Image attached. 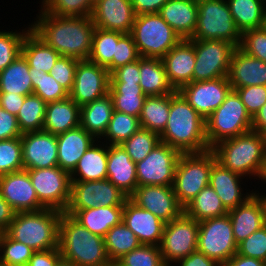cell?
<instances>
[{
    "instance_id": "cell-1",
    "label": "cell",
    "mask_w": 266,
    "mask_h": 266,
    "mask_svg": "<svg viewBox=\"0 0 266 266\" xmlns=\"http://www.w3.org/2000/svg\"><path fill=\"white\" fill-rule=\"evenodd\" d=\"M38 7L31 30L60 56L88 60L95 30L91 16H55Z\"/></svg>"
},
{
    "instance_id": "cell-2",
    "label": "cell",
    "mask_w": 266,
    "mask_h": 266,
    "mask_svg": "<svg viewBox=\"0 0 266 266\" xmlns=\"http://www.w3.org/2000/svg\"><path fill=\"white\" fill-rule=\"evenodd\" d=\"M211 150L217 162L224 168L230 169L249 181L253 179L258 187L260 183H263L266 175V135L251 130L223 140L214 145Z\"/></svg>"
},
{
    "instance_id": "cell-3",
    "label": "cell",
    "mask_w": 266,
    "mask_h": 266,
    "mask_svg": "<svg viewBox=\"0 0 266 266\" xmlns=\"http://www.w3.org/2000/svg\"><path fill=\"white\" fill-rule=\"evenodd\" d=\"M160 142L180 153L210 150L206 139L205 119L178 92L170 94V111Z\"/></svg>"
},
{
    "instance_id": "cell-4",
    "label": "cell",
    "mask_w": 266,
    "mask_h": 266,
    "mask_svg": "<svg viewBox=\"0 0 266 266\" xmlns=\"http://www.w3.org/2000/svg\"><path fill=\"white\" fill-rule=\"evenodd\" d=\"M58 249L63 259L77 266H114L107 255L104 238L90 233L65 212L59 223Z\"/></svg>"
},
{
    "instance_id": "cell-5",
    "label": "cell",
    "mask_w": 266,
    "mask_h": 266,
    "mask_svg": "<svg viewBox=\"0 0 266 266\" xmlns=\"http://www.w3.org/2000/svg\"><path fill=\"white\" fill-rule=\"evenodd\" d=\"M61 214L53 209L17 212L5 233L34 251L58 248Z\"/></svg>"
},
{
    "instance_id": "cell-6",
    "label": "cell",
    "mask_w": 266,
    "mask_h": 266,
    "mask_svg": "<svg viewBox=\"0 0 266 266\" xmlns=\"http://www.w3.org/2000/svg\"><path fill=\"white\" fill-rule=\"evenodd\" d=\"M130 34L140 57L162 59L182 38L159 13L135 18Z\"/></svg>"
},
{
    "instance_id": "cell-7",
    "label": "cell",
    "mask_w": 266,
    "mask_h": 266,
    "mask_svg": "<svg viewBox=\"0 0 266 266\" xmlns=\"http://www.w3.org/2000/svg\"><path fill=\"white\" fill-rule=\"evenodd\" d=\"M206 139L211 149L217 143L252 130V118L238 93L230 90L224 102L205 120Z\"/></svg>"
},
{
    "instance_id": "cell-8",
    "label": "cell",
    "mask_w": 266,
    "mask_h": 266,
    "mask_svg": "<svg viewBox=\"0 0 266 266\" xmlns=\"http://www.w3.org/2000/svg\"><path fill=\"white\" fill-rule=\"evenodd\" d=\"M216 161L211 149L200 153H181L175 169L173 189L183 207L209 185L210 171Z\"/></svg>"
},
{
    "instance_id": "cell-9",
    "label": "cell",
    "mask_w": 266,
    "mask_h": 266,
    "mask_svg": "<svg viewBox=\"0 0 266 266\" xmlns=\"http://www.w3.org/2000/svg\"><path fill=\"white\" fill-rule=\"evenodd\" d=\"M198 18L195 32L190 39L225 40L240 46L241 33L236 28L226 0H197Z\"/></svg>"
},
{
    "instance_id": "cell-10",
    "label": "cell",
    "mask_w": 266,
    "mask_h": 266,
    "mask_svg": "<svg viewBox=\"0 0 266 266\" xmlns=\"http://www.w3.org/2000/svg\"><path fill=\"white\" fill-rule=\"evenodd\" d=\"M237 248L228 214L199 221L197 251L223 264L237 253Z\"/></svg>"
},
{
    "instance_id": "cell-11",
    "label": "cell",
    "mask_w": 266,
    "mask_h": 266,
    "mask_svg": "<svg viewBox=\"0 0 266 266\" xmlns=\"http://www.w3.org/2000/svg\"><path fill=\"white\" fill-rule=\"evenodd\" d=\"M195 49L193 81H206L226 77L234 50V44L225 40L188 39Z\"/></svg>"
},
{
    "instance_id": "cell-12",
    "label": "cell",
    "mask_w": 266,
    "mask_h": 266,
    "mask_svg": "<svg viewBox=\"0 0 266 266\" xmlns=\"http://www.w3.org/2000/svg\"><path fill=\"white\" fill-rule=\"evenodd\" d=\"M198 233L199 222L185 213L165 223L159 248L167 266L197 251Z\"/></svg>"
},
{
    "instance_id": "cell-13",
    "label": "cell",
    "mask_w": 266,
    "mask_h": 266,
    "mask_svg": "<svg viewBox=\"0 0 266 266\" xmlns=\"http://www.w3.org/2000/svg\"><path fill=\"white\" fill-rule=\"evenodd\" d=\"M27 171L39 203L45 209L65 212L70 201V174L59 166Z\"/></svg>"
},
{
    "instance_id": "cell-14",
    "label": "cell",
    "mask_w": 266,
    "mask_h": 266,
    "mask_svg": "<svg viewBox=\"0 0 266 266\" xmlns=\"http://www.w3.org/2000/svg\"><path fill=\"white\" fill-rule=\"evenodd\" d=\"M181 153L166 143H158L140 162L136 163L138 186H173L175 169Z\"/></svg>"
},
{
    "instance_id": "cell-15",
    "label": "cell",
    "mask_w": 266,
    "mask_h": 266,
    "mask_svg": "<svg viewBox=\"0 0 266 266\" xmlns=\"http://www.w3.org/2000/svg\"><path fill=\"white\" fill-rule=\"evenodd\" d=\"M127 199L128 197L108 179L71 181L70 201L66 210L124 206Z\"/></svg>"
},
{
    "instance_id": "cell-16",
    "label": "cell",
    "mask_w": 266,
    "mask_h": 266,
    "mask_svg": "<svg viewBox=\"0 0 266 266\" xmlns=\"http://www.w3.org/2000/svg\"><path fill=\"white\" fill-rule=\"evenodd\" d=\"M109 87L110 73L107 68L89 60H78L69 97L81 107L107 94Z\"/></svg>"
},
{
    "instance_id": "cell-17",
    "label": "cell",
    "mask_w": 266,
    "mask_h": 266,
    "mask_svg": "<svg viewBox=\"0 0 266 266\" xmlns=\"http://www.w3.org/2000/svg\"><path fill=\"white\" fill-rule=\"evenodd\" d=\"M129 199L138 207L150 211L164 223L184 213V207L178 202L173 186H138Z\"/></svg>"
},
{
    "instance_id": "cell-18",
    "label": "cell",
    "mask_w": 266,
    "mask_h": 266,
    "mask_svg": "<svg viewBox=\"0 0 266 266\" xmlns=\"http://www.w3.org/2000/svg\"><path fill=\"white\" fill-rule=\"evenodd\" d=\"M231 90L226 77L206 81H193L178 92L206 120L225 100Z\"/></svg>"
},
{
    "instance_id": "cell-19",
    "label": "cell",
    "mask_w": 266,
    "mask_h": 266,
    "mask_svg": "<svg viewBox=\"0 0 266 266\" xmlns=\"http://www.w3.org/2000/svg\"><path fill=\"white\" fill-rule=\"evenodd\" d=\"M248 182V179L232 172L230 169L224 168L217 161L212 165L209 185L214 189L228 211L245 203L256 193V185H253L254 189L250 190L247 187Z\"/></svg>"
},
{
    "instance_id": "cell-20",
    "label": "cell",
    "mask_w": 266,
    "mask_h": 266,
    "mask_svg": "<svg viewBox=\"0 0 266 266\" xmlns=\"http://www.w3.org/2000/svg\"><path fill=\"white\" fill-rule=\"evenodd\" d=\"M23 167L25 170L58 166L56 135L47 131H32L21 136Z\"/></svg>"
},
{
    "instance_id": "cell-21",
    "label": "cell",
    "mask_w": 266,
    "mask_h": 266,
    "mask_svg": "<svg viewBox=\"0 0 266 266\" xmlns=\"http://www.w3.org/2000/svg\"><path fill=\"white\" fill-rule=\"evenodd\" d=\"M0 194L16 213L45 209L39 203L29 173L25 169L1 175Z\"/></svg>"
},
{
    "instance_id": "cell-22",
    "label": "cell",
    "mask_w": 266,
    "mask_h": 266,
    "mask_svg": "<svg viewBox=\"0 0 266 266\" xmlns=\"http://www.w3.org/2000/svg\"><path fill=\"white\" fill-rule=\"evenodd\" d=\"M237 245L266 224V203L256 191L245 203L228 211Z\"/></svg>"
},
{
    "instance_id": "cell-23",
    "label": "cell",
    "mask_w": 266,
    "mask_h": 266,
    "mask_svg": "<svg viewBox=\"0 0 266 266\" xmlns=\"http://www.w3.org/2000/svg\"><path fill=\"white\" fill-rule=\"evenodd\" d=\"M135 18L130 0H101L91 14L95 27L123 34L131 32Z\"/></svg>"
},
{
    "instance_id": "cell-24",
    "label": "cell",
    "mask_w": 266,
    "mask_h": 266,
    "mask_svg": "<svg viewBox=\"0 0 266 266\" xmlns=\"http://www.w3.org/2000/svg\"><path fill=\"white\" fill-rule=\"evenodd\" d=\"M122 221L141 244L160 245L165 223L150 211L138 207L129 198L124 203Z\"/></svg>"
},
{
    "instance_id": "cell-25",
    "label": "cell",
    "mask_w": 266,
    "mask_h": 266,
    "mask_svg": "<svg viewBox=\"0 0 266 266\" xmlns=\"http://www.w3.org/2000/svg\"><path fill=\"white\" fill-rule=\"evenodd\" d=\"M162 61L168 80L176 91L193 82L195 49L188 39H182L162 58Z\"/></svg>"
},
{
    "instance_id": "cell-26",
    "label": "cell",
    "mask_w": 266,
    "mask_h": 266,
    "mask_svg": "<svg viewBox=\"0 0 266 266\" xmlns=\"http://www.w3.org/2000/svg\"><path fill=\"white\" fill-rule=\"evenodd\" d=\"M227 78L232 90L252 85L266 86V62L237 47L231 58Z\"/></svg>"
},
{
    "instance_id": "cell-27",
    "label": "cell",
    "mask_w": 266,
    "mask_h": 266,
    "mask_svg": "<svg viewBox=\"0 0 266 266\" xmlns=\"http://www.w3.org/2000/svg\"><path fill=\"white\" fill-rule=\"evenodd\" d=\"M58 150V166L71 174L79 159L97 140L80 125L64 133L56 135Z\"/></svg>"
},
{
    "instance_id": "cell-28",
    "label": "cell",
    "mask_w": 266,
    "mask_h": 266,
    "mask_svg": "<svg viewBox=\"0 0 266 266\" xmlns=\"http://www.w3.org/2000/svg\"><path fill=\"white\" fill-rule=\"evenodd\" d=\"M107 179L128 198L138 187L136 163L122 145H108Z\"/></svg>"
},
{
    "instance_id": "cell-29",
    "label": "cell",
    "mask_w": 266,
    "mask_h": 266,
    "mask_svg": "<svg viewBox=\"0 0 266 266\" xmlns=\"http://www.w3.org/2000/svg\"><path fill=\"white\" fill-rule=\"evenodd\" d=\"M159 14L182 39L192 38L197 26V0H168Z\"/></svg>"
},
{
    "instance_id": "cell-30",
    "label": "cell",
    "mask_w": 266,
    "mask_h": 266,
    "mask_svg": "<svg viewBox=\"0 0 266 266\" xmlns=\"http://www.w3.org/2000/svg\"><path fill=\"white\" fill-rule=\"evenodd\" d=\"M124 206L93 207L82 210H65L90 233L105 237L106 233L122 222Z\"/></svg>"
},
{
    "instance_id": "cell-31",
    "label": "cell",
    "mask_w": 266,
    "mask_h": 266,
    "mask_svg": "<svg viewBox=\"0 0 266 266\" xmlns=\"http://www.w3.org/2000/svg\"><path fill=\"white\" fill-rule=\"evenodd\" d=\"M108 144L96 140L84 155L73 172L71 181H99L107 179Z\"/></svg>"
},
{
    "instance_id": "cell-32",
    "label": "cell",
    "mask_w": 266,
    "mask_h": 266,
    "mask_svg": "<svg viewBox=\"0 0 266 266\" xmlns=\"http://www.w3.org/2000/svg\"><path fill=\"white\" fill-rule=\"evenodd\" d=\"M80 125V106L70 97L46 105L43 129L58 135Z\"/></svg>"
},
{
    "instance_id": "cell-33",
    "label": "cell",
    "mask_w": 266,
    "mask_h": 266,
    "mask_svg": "<svg viewBox=\"0 0 266 266\" xmlns=\"http://www.w3.org/2000/svg\"><path fill=\"white\" fill-rule=\"evenodd\" d=\"M113 111V99L108 92L80 107V126L100 140L107 131Z\"/></svg>"
},
{
    "instance_id": "cell-34",
    "label": "cell",
    "mask_w": 266,
    "mask_h": 266,
    "mask_svg": "<svg viewBox=\"0 0 266 266\" xmlns=\"http://www.w3.org/2000/svg\"><path fill=\"white\" fill-rule=\"evenodd\" d=\"M140 87L146 96L176 92L170 84L162 59L140 57Z\"/></svg>"
},
{
    "instance_id": "cell-35",
    "label": "cell",
    "mask_w": 266,
    "mask_h": 266,
    "mask_svg": "<svg viewBox=\"0 0 266 266\" xmlns=\"http://www.w3.org/2000/svg\"><path fill=\"white\" fill-rule=\"evenodd\" d=\"M236 28L242 34L266 26V4L262 0H226Z\"/></svg>"
},
{
    "instance_id": "cell-36",
    "label": "cell",
    "mask_w": 266,
    "mask_h": 266,
    "mask_svg": "<svg viewBox=\"0 0 266 266\" xmlns=\"http://www.w3.org/2000/svg\"><path fill=\"white\" fill-rule=\"evenodd\" d=\"M21 54L27 60L30 69L34 71L51 72L60 54L48 46L40 37L30 30L24 37Z\"/></svg>"
},
{
    "instance_id": "cell-37",
    "label": "cell",
    "mask_w": 266,
    "mask_h": 266,
    "mask_svg": "<svg viewBox=\"0 0 266 266\" xmlns=\"http://www.w3.org/2000/svg\"><path fill=\"white\" fill-rule=\"evenodd\" d=\"M29 64L20 54L10 65L0 72V93L28 96L33 94Z\"/></svg>"
},
{
    "instance_id": "cell-38",
    "label": "cell",
    "mask_w": 266,
    "mask_h": 266,
    "mask_svg": "<svg viewBox=\"0 0 266 266\" xmlns=\"http://www.w3.org/2000/svg\"><path fill=\"white\" fill-rule=\"evenodd\" d=\"M114 110L140 117L146 95L137 83H110Z\"/></svg>"
},
{
    "instance_id": "cell-39",
    "label": "cell",
    "mask_w": 266,
    "mask_h": 266,
    "mask_svg": "<svg viewBox=\"0 0 266 266\" xmlns=\"http://www.w3.org/2000/svg\"><path fill=\"white\" fill-rule=\"evenodd\" d=\"M170 111V94L147 96L139 117L140 127L159 136L164 131Z\"/></svg>"
},
{
    "instance_id": "cell-40",
    "label": "cell",
    "mask_w": 266,
    "mask_h": 266,
    "mask_svg": "<svg viewBox=\"0 0 266 266\" xmlns=\"http://www.w3.org/2000/svg\"><path fill=\"white\" fill-rule=\"evenodd\" d=\"M184 213L199 222L208 218L224 216L228 214V210L214 189L208 185L184 207Z\"/></svg>"
},
{
    "instance_id": "cell-41",
    "label": "cell",
    "mask_w": 266,
    "mask_h": 266,
    "mask_svg": "<svg viewBox=\"0 0 266 266\" xmlns=\"http://www.w3.org/2000/svg\"><path fill=\"white\" fill-rule=\"evenodd\" d=\"M107 255L114 265L125 254L141 245L138 237L123 223L113 226L105 235Z\"/></svg>"
},
{
    "instance_id": "cell-42",
    "label": "cell",
    "mask_w": 266,
    "mask_h": 266,
    "mask_svg": "<svg viewBox=\"0 0 266 266\" xmlns=\"http://www.w3.org/2000/svg\"><path fill=\"white\" fill-rule=\"evenodd\" d=\"M123 35V33L117 31L95 27L92 36V49L88 60L106 68L112 62L116 44Z\"/></svg>"
},
{
    "instance_id": "cell-43",
    "label": "cell",
    "mask_w": 266,
    "mask_h": 266,
    "mask_svg": "<svg viewBox=\"0 0 266 266\" xmlns=\"http://www.w3.org/2000/svg\"><path fill=\"white\" fill-rule=\"evenodd\" d=\"M47 103L34 94L25 96L17 120L22 133L43 129Z\"/></svg>"
},
{
    "instance_id": "cell-44",
    "label": "cell",
    "mask_w": 266,
    "mask_h": 266,
    "mask_svg": "<svg viewBox=\"0 0 266 266\" xmlns=\"http://www.w3.org/2000/svg\"><path fill=\"white\" fill-rule=\"evenodd\" d=\"M139 128L138 117L114 110L107 131L100 140L108 145H121Z\"/></svg>"
},
{
    "instance_id": "cell-45",
    "label": "cell",
    "mask_w": 266,
    "mask_h": 266,
    "mask_svg": "<svg viewBox=\"0 0 266 266\" xmlns=\"http://www.w3.org/2000/svg\"><path fill=\"white\" fill-rule=\"evenodd\" d=\"M33 86V94L39 96L47 104L69 97V93L52 77L51 73L45 71L29 70Z\"/></svg>"
},
{
    "instance_id": "cell-46",
    "label": "cell",
    "mask_w": 266,
    "mask_h": 266,
    "mask_svg": "<svg viewBox=\"0 0 266 266\" xmlns=\"http://www.w3.org/2000/svg\"><path fill=\"white\" fill-rule=\"evenodd\" d=\"M0 29V72L10 65L20 54L23 39L25 35L31 30V24L22 30Z\"/></svg>"
},
{
    "instance_id": "cell-47",
    "label": "cell",
    "mask_w": 266,
    "mask_h": 266,
    "mask_svg": "<svg viewBox=\"0 0 266 266\" xmlns=\"http://www.w3.org/2000/svg\"><path fill=\"white\" fill-rule=\"evenodd\" d=\"M160 143V136L148 129L139 128L123 144V148L133 162L142 161Z\"/></svg>"
},
{
    "instance_id": "cell-48",
    "label": "cell",
    "mask_w": 266,
    "mask_h": 266,
    "mask_svg": "<svg viewBox=\"0 0 266 266\" xmlns=\"http://www.w3.org/2000/svg\"><path fill=\"white\" fill-rule=\"evenodd\" d=\"M39 4L55 16H91L93 10L91 0H41Z\"/></svg>"
},
{
    "instance_id": "cell-49",
    "label": "cell",
    "mask_w": 266,
    "mask_h": 266,
    "mask_svg": "<svg viewBox=\"0 0 266 266\" xmlns=\"http://www.w3.org/2000/svg\"><path fill=\"white\" fill-rule=\"evenodd\" d=\"M35 251L4 234L0 247V266H27Z\"/></svg>"
},
{
    "instance_id": "cell-50",
    "label": "cell",
    "mask_w": 266,
    "mask_h": 266,
    "mask_svg": "<svg viewBox=\"0 0 266 266\" xmlns=\"http://www.w3.org/2000/svg\"><path fill=\"white\" fill-rule=\"evenodd\" d=\"M114 266H167L159 246L141 244L125 254Z\"/></svg>"
},
{
    "instance_id": "cell-51",
    "label": "cell",
    "mask_w": 266,
    "mask_h": 266,
    "mask_svg": "<svg viewBox=\"0 0 266 266\" xmlns=\"http://www.w3.org/2000/svg\"><path fill=\"white\" fill-rule=\"evenodd\" d=\"M23 169L21 137L0 140V176Z\"/></svg>"
},
{
    "instance_id": "cell-52",
    "label": "cell",
    "mask_w": 266,
    "mask_h": 266,
    "mask_svg": "<svg viewBox=\"0 0 266 266\" xmlns=\"http://www.w3.org/2000/svg\"><path fill=\"white\" fill-rule=\"evenodd\" d=\"M239 48L246 54L266 62V26L243 32Z\"/></svg>"
},
{
    "instance_id": "cell-53",
    "label": "cell",
    "mask_w": 266,
    "mask_h": 266,
    "mask_svg": "<svg viewBox=\"0 0 266 266\" xmlns=\"http://www.w3.org/2000/svg\"><path fill=\"white\" fill-rule=\"evenodd\" d=\"M140 58L136 44L130 33H125L116 44L115 55L112 62L106 67L111 74L115 69L128 63L134 62Z\"/></svg>"
},
{
    "instance_id": "cell-54",
    "label": "cell",
    "mask_w": 266,
    "mask_h": 266,
    "mask_svg": "<svg viewBox=\"0 0 266 266\" xmlns=\"http://www.w3.org/2000/svg\"><path fill=\"white\" fill-rule=\"evenodd\" d=\"M237 254L266 262V224L238 244Z\"/></svg>"
},
{
    "instance_id": "cell-55",
    "label": "cell",
    "mask_w": 266,
    "mask_h": 266,
    "mask_svg": "<svg viewBox=\"0 0 266 266\" xmlns=\"http://www.w3.org/2000/svg\"><path fill=\"white\" fill-rule=\"evenodd\" d=\"M78 59L73 57L60 56L51 68L52 77L70 93L75 79V72Z\"/></svg>"
},
{
    "instance_id": "cell-56",
    "label": "cell",
    "mask_w": 266,
    "mask_h": 266,
    "mask_svg": "<svg viewBox=\"0 0 266 266\" xmlns=\"http://www.w3.org/2000/svg\"><path fill=\"white\" fill-rule=\"evenodd\" d=\"M242 103L245 105L246 111L253 118L255 114L266 103V86H247L234 89Z\"/></svg>"
},
{
    "instance_id": "cell-57",
    "label": "cell",
    "mask_w": 266,
    "mask_h": 266,
    "mask_svg": "<svg viewBox=\"0 0 266 266\" xmlns=\"http://www.w3.org/2000/svg\"><path fill=\"white\" fill-rule=\"evenodd\" d=\"M140 82V58L134 62L120 66L110 74V83Z\"/></svg>"
},
{
    "instance_id": "cell-58",
    "label": "cell",
    "mask_w": 266,
    "mask_h": 266,
    "mask_svg": "<svg viewBox=\"0 0 266 266\" xmlns=\"http://www.w3.org/2000/svg\"><path fill=\"white\" fill-rule=\"evenodd\" d=\"M21 136L22 132L20 131L17 117L0 106V140H8Z\"/></svg>"
},
{
    "instance_id": "cell-59",
    "label": "cell",
    "mask_w": 266,
    "mask_h": 266,
    "mask_svg": "<svg viewBox=\"0 0 266 266\" xmlns=\"http://www.w3.org/2000/svg\"><path fill=\"white\" fill-rule=\"evenodd\" d=\"M61 258V252L58 248L35 251L27 266H56Z\"/></svg>"
},
{
    "instance_id": "cell-60",
    "label": "cell",
    "mask_w": 266,
    "mask_h": 266,
    "mask_svg": "<svg viewBox=\"0 0 266 266\" xmlns=\"http://www.w3.org/2000/svg\"><path fill=\"white\" fill-rule=\"evenodd\" d=\"M136 16L159 13L168 0H130Z\"/></svg>"
},
{
    "instance_id": "cell-61",
    "label": "cell",
    "mask_w": 266,
    "mask_h": 266,
    "mask_svg": "<svg viewBox=\"0 0 266 266\" xmlns=\"http://www.w3.org/2000/svg\"><path fill=\"white\" fill-rule=\"evenodd\" d=\"M25 96L12 93H0V106L10 114L17 116Z\"/></svg>"
},
{
    "instance_id": "cell-62",
    "label": "cell",
    "mask_w": 266,
    "mask_h": 266,
    "mask_svg": "<svg viewBox=\"0 0 266 266\" xmlns=\"http://www.w3.org/2000/svg\"><path fill=\"white\" fill-rule=\"evenodd\" d=\"M173 266H221L216 260L208 258L205 254L195 251L186 258L180 259Z\"/></svg>"
},
{
    "instance_id": "cell-63",
    "label": "cell",
    "mask_w": 266,
    "mask_h": 266,
    "mask_svg": "<svg viewBox=\"0 0 266 266\" xmlns=\"http://www.w3.org/2000/svg\"><path fill=\"white\" fill-rule=\"evenodd\" d=\"M15 211L0 194V229L7 231L11 221L14 218Z\"/></svg>"
},
{
    "instance_id": "cell-64",
    "label": "cell",
    "mask_w": 266,
    "mask_h": 266,
    "mask_svg": "<svg viewBox=\"0 0 266 266\" xmlns=\"http://www.w3.org/2000/svg\"><path fill=\"white\" fill-rule=\"evenodd\" d=\"M221 266H266V262L236 253L231 259L221 264Z\"/></svg>"
},
{
    "instance_id": "cell-65",
    "label": "cell",
    "mask_w": 266,
    "mask_h": 266,
    "mask_svg": "<svg viewBox=\"0 0 266 266\" xmlns=\"http://www.w3.org/2000/svg\"><path fill=\"white\" fill-rule=\"evenodd\" d=\"M252 131L266 135V103L252 118Z\"/></svg>"
},
{
    "instance_id": "cell-66",
    "label": "cell",
    "mask_w": 266,
    "mask_h": 266,
    "mask_svg": "<svg viewBox=\"0 0 266 266\" xmlns=\"http://www.w3.org/2000/svg\"><path fill=\"white\" fill-rule=\"evenodd\" d=\"M56 266H77V265H75L74 263H72L70 261H67V260L61 258Z\"/></svg>"
},
{
    "instance_id": "cell-67",
    "label": "cell",
    "mask_w": 266,
    "mask_h": 266,
    "mask_svg": "<svg viewBox=\"0 0 266 266\" xmlns=\"http://www.w3.org/2000/svg\"><path fill=\"white\" fill-rule=\"evenodd\" d=\"M257 191L262 195V197L264 198L265 203H266V194L263 192V191L266 192V188H264V190H262L261 192L259 190H257Z\"/></svg>"
},
{
    "instance_id": "cell-68",
    "label": "cell",
    "mask_w": 266,
    "mask_h": 266,
    "mask_svg": "<svg viewBox=\"0 0 266 266\" xmlns=\"http://www.w3.org/2000/svg\"><path fill=\"white\" fill-rule=\"evenodd\" d=\"M4 234H5V231L0 229V247H1V242H2V238H3Z\"/></svg>"
},
{
    "instance_id": "cell-69",
    "label": "cell",
    "mask_w": 266,
    "mask_h": 266,
    "mask_svg": "<svg viewBox=\"0 0 266 266\" xmlns=\"http://www.w3.org/2000/svg\"><path fill=\"white\" fill-rule=\"evenodd\" d=\"M266 185V175H265V178H264V180H263V183L261 184V186H259V187H262L261 189L258 187V189L257 190H262L263 189V187H265L264 185ZM263 185V186H262Z\"/></svg>"
},
{
    "instance_id": "cell-70",
    "label": "cell",
    "mask_w": 266,
    "mask_h": 266,
    "mask_svg": "<svg viewBox=\"0 0 266 266\" xmlns=\"http://www.w3.org/2000/svg\"><path fill=\"white\" fill-rule=\"evenodd\" d=\"M101 0H91L92 6L96 5L99 3Z\"/></svg>"
}]
</instances>
